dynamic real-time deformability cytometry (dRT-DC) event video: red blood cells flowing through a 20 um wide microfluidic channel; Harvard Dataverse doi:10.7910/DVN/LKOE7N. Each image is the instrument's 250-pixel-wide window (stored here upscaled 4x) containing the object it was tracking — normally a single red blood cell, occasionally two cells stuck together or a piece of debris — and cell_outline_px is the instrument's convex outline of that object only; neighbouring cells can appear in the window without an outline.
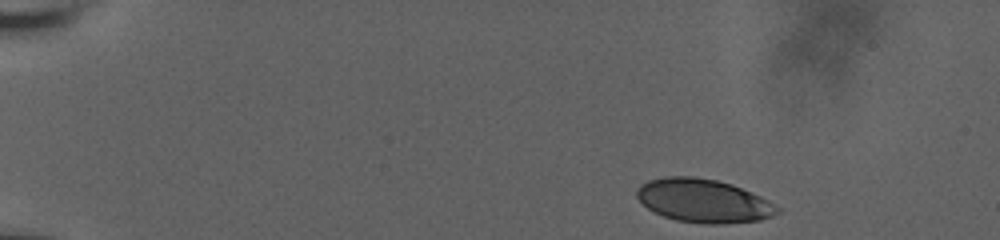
{"species": "human", "species_latin": "Homo sapiens", "temperature_condition": "room temperature", "stored_images_in_passage": 13, "camera_frame_rate_fps": 3000, "um_per_image_px": 0.085, "donor": {"sex": "male"}, "frame": {"image": 1, "passage_image": 1, "time_ms": 0.0, "image_size_px": [1000, 240], "cell_outline_px": [[780, 212], [772, 216], [760, 220], [724, 224], [704, 224], [676, 220], [664, 216], [648, 208], [636, 196], [636, 188], [640, 184], [648, 180], [664, 176], [692, 176], [716, 180], [732, 184], [760, 196], [780, 208]], "centroid_in_image_um": [59.78, 17.06], "position_along_channel_um": 25.2, "area_um2": 35.6}}
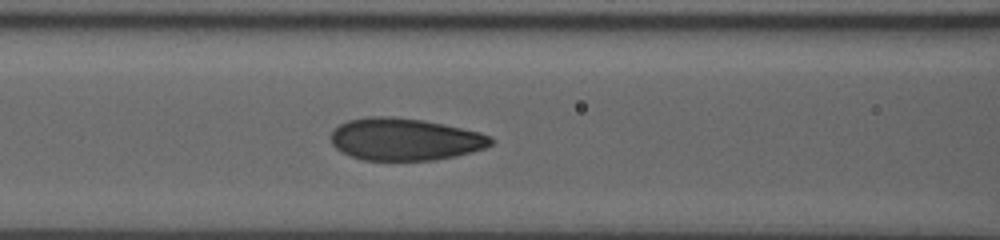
{"frame": {"image": 2, "passage_image": 10, "time_ms": 6.0, "image_size_px": [1000, 240], "cell_outline_px": [[496, 140], [492, 144], [484, 148], [472, 152], [456, 156], [432, 160], [364, 160], [352, 156], [336, 148], [332, 144], [328, 136], [340, 124], [348, 120], [368, 116], [392, 116], [424, 120], [444, 124], [480, 132], [492, 136]], "centroid_in_image_um": [34.43, 11.83], "position_along_channel_um": 132.2, "area_um2": 39.59}}
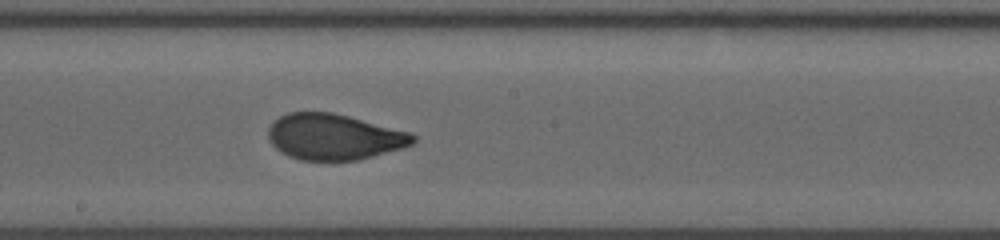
{"frame": {"image": 3, "passage_image": 13, "time_ms": 8.333, "image_size_px": [1000, 240], "cell_outline_px": [[416, 140], [412, 144], [404, 148], [360, 160], [300, 160], [288, 156], [280, 152], [272, 144], [268, 136], [268, 128], [280, 116], [288, 112], [332, 112], [348, 116], [408, 132], [416, 136]], "centroid_in_image_um": [28.39, 11.64], "position_along_channel_um": 219.8, "area_um2": 38.61}}